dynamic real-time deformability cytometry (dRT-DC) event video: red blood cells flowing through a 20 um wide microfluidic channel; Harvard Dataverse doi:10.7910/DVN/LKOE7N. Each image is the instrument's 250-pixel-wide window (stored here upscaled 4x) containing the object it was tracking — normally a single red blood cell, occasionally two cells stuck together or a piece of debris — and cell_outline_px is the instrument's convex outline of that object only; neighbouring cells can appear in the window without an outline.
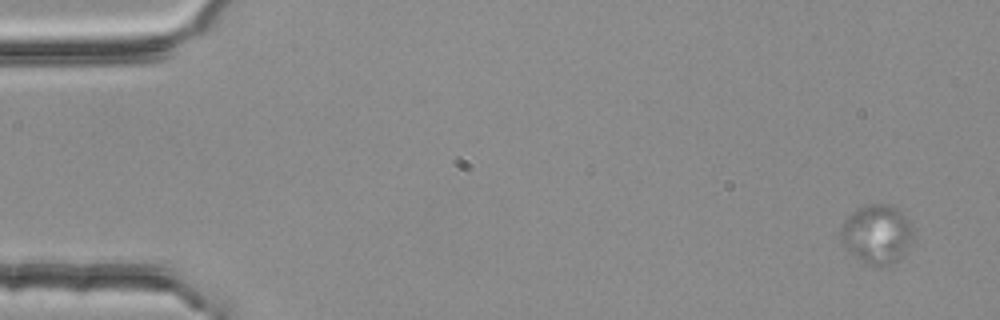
{"species": "common noctule bat (a hibernating species)", "species_latin": "Nyctalus noctula", "temperature_condition": "room temperature", "stored_images_in_passage": 6, "camera_frame_rate_fps": 3000, "um_per_image_px": 0.085, "animal": {"sex": "female", "body_mass_g": 25.1}, "frame": {"image": 1, "passage_image": 1, "time_ms": 0.0, "image_size_px": [1000, 320], "cell_outline_px": [[912, 232], [908, 244], [904, 252], [888, 268], [876, 268], [868, 264], [856, 256], [840, 240], [840, 228], [844, 220], [856, 208], [864, 204], [888, 204], [900, 208], [908, 216], [912, 224]], "centroid_in_image_um": [74.54, 19.87], "position_along_channel_um": 10.5, "area_um2": 25.14}}
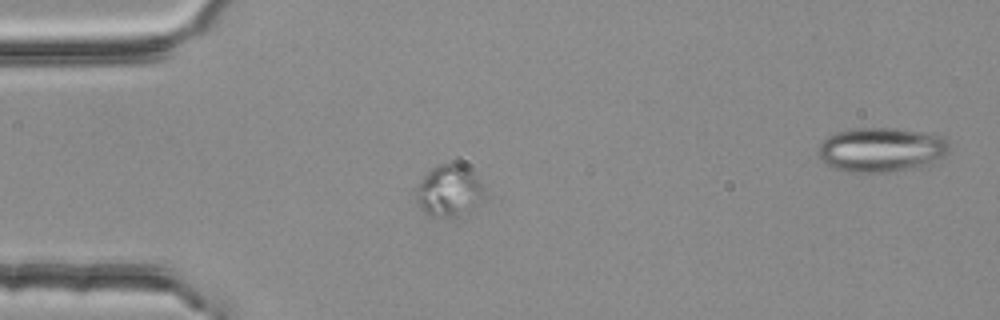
{"frame": {"image": 2, "passage_image": 4, "time_ms": 1.0, "image_size_px": [1000, 320], "cell_outline_px": [[484, 200], [464, 216], [432, 216], [420, 208], [416, 200], [416, 184], [436, 164], [460, 164], [468, 168], [476, 176], [484, 188]], "centroid_in_image_um": [38.18, 16.23], "position_along_channel_um": 46.8, "area_um2": 20.63}}
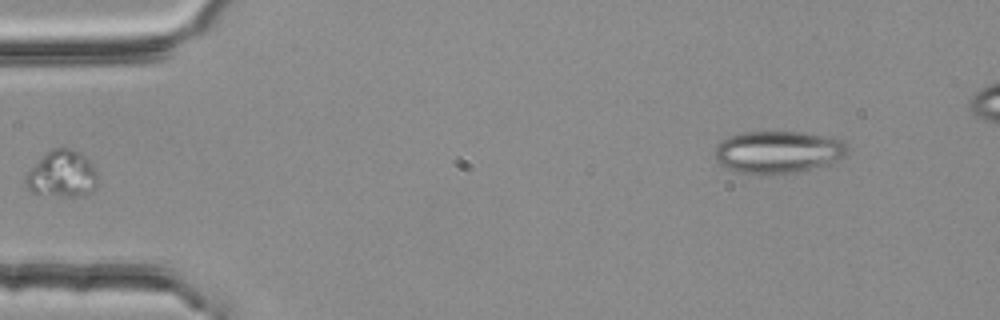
{"frame": {"image": 3, "passage_image": 5, "time_ms": 1.333, "image_size_px": [1000, 320], "cell_outline_px": [[96, 184], [92, 192], [88, 196], [36, 196], [28, 188], [24, 180], [28, 172], [52, 148], [68, 148], [84, 156], [92, 164], [96, 172]], "centroid_in_image_um": [5.27, 14.86], "position_along_channel_um": 79.7, "area_um2": 19.48}}